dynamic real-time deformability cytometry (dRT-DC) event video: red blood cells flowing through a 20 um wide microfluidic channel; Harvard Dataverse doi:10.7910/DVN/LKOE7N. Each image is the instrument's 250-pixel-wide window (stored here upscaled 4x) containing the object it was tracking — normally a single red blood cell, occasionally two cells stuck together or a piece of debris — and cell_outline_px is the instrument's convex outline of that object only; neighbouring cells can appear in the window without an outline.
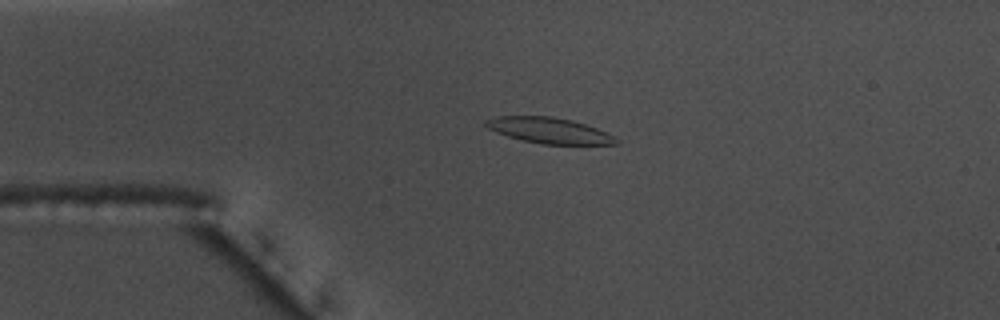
{"species": "common noctule bat (a hibernating species)", "species_latin": "Nyctalus noctula", "temperature_condition": "warm", "stored_images_in_passage": 56, "camera_frame_rate_fps": 3000, "um_per_image_px": 0.085, "animal": {"sex": "male", "body_mass_g": 17.5, "forearm_length_mm": 52.3}, "frame": {"image": 1, "passage_image": 13, "time_ms": 4.0, "image_size_px": [1000, 320], "cell_outline_px": [[620, 140], [616, 144], [540, 144], [508, 136], [496, 132], [488, 128], [484, 124], [484, 120], [496, 116], [552, 116], [572, 120], [596, 128]], "centroid_in_image_um": [46.63, 11.08], "position_along_channel_um": 38.4, "area_um2": 19.36}}
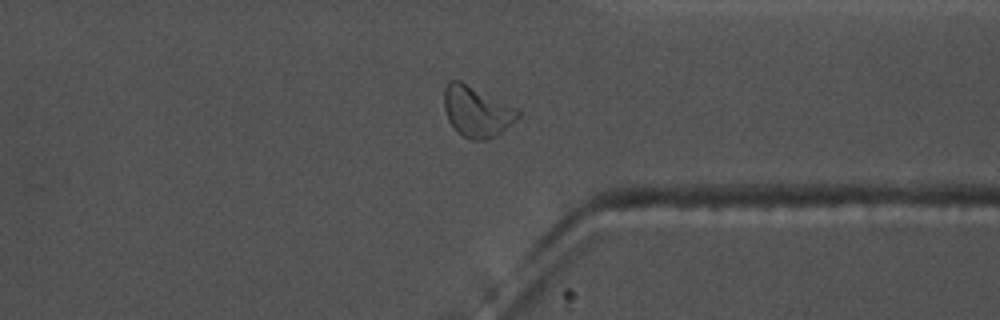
{"frame": {"image": 2, "passage_image": 43, "time_ms": 14.0, "image_size_px": [1000, 320], "cell_outline_px": [[520, 116], [496, 136], [488, 140], [472, 140], [456, 132], [448, 120], [444, 108], [444, 88], [448, 80], [460, 80], [516, 108], [520, 112]], "centroid_in_image_um": [40.49, 9.48], "position_along_channel_um": 370.9, "area_um2": 21.73}}
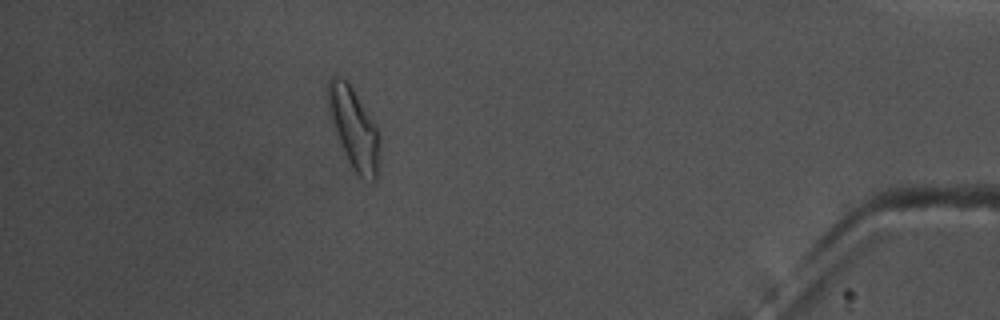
{"frame": {"image": 3, "passage_image": 50, "time_ms": 16.333, "image_size_px": [1000, 320], "cell_outline_px": [[380, 140], [376, 180], [372, 184], [364, 180], [352, 168], [336, 140], [328, 112], [328, 80], [336, 76], [344, 80], [352, 88], [376, 128], [380, 136]], "centroid_in_image_um": [30.06, 11.0], "position_along_channel_um": 405.1, "area_um2": 24.16}, "authors_computed_cell_mechanics": {"area_um2": 19.7676, "velocity_mm_per_s": 3.6347, "shape_relaxation_time_tau1_ms": 5.7402, "shape_relaxation_time_tau2_ms": 2.9757, "deformation_change_tau1": 0.1583, "deformation_change_tau2": 0.1019}}